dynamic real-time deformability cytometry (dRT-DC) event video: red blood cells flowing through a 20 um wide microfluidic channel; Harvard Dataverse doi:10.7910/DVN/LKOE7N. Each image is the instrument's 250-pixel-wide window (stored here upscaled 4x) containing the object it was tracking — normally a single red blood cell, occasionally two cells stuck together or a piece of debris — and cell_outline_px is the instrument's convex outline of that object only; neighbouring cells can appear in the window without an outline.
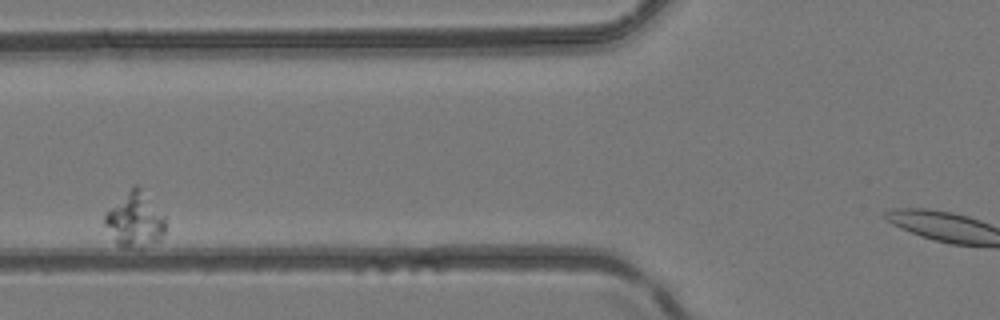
{"species": "common noctule bat (a hibernating species)", "species_latin": "Nyctalus noctula", "temperature_condition": "room temperature", "stored_images_in_passage": 5, "camera_frame_rate_fps": 3000, "um_per_image_px": 0.085, "animal": {"sex": "female", "body_mass_g": 24.6, "forearm_length_mm": 56.2}, "frame": {"image": 1, "passage_image": 2, "time_ms": 0.333, "image_size_px": [1000, 320], "cell_outline_px": [[164, 236], [160, 240], [140, 248], [120, 248], [116, 244], [104, 224], [104, 212], [132, 184], [136, 184], [140, 188], [164, 216]], "centroid_in_image_um": [11.41, 18.69], "position_along_channel_um": 114.4, "area_um2": 19.59}}
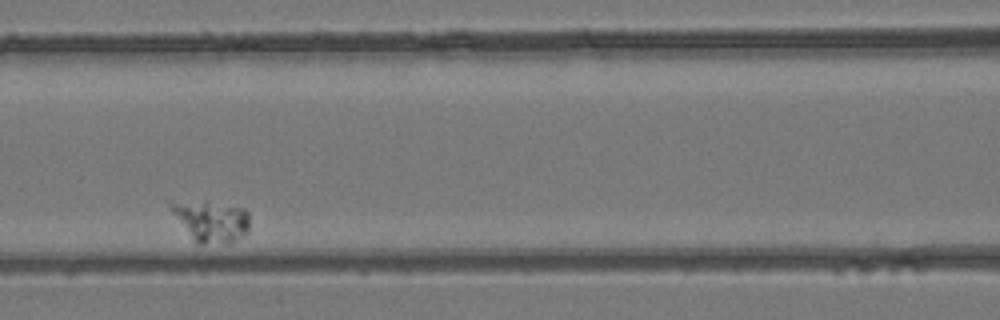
{"frame": {"image": 2, "passage_image": 3, "time_ms": 0.667, "image_size_px": [1000, 320], "cell_outline_px": [[248, 228], [232, 244], [196, 244], [172, 212], [168, 204], [204, 200], [244, 208], [248, 212]], "centroid_in_image_um": [17.96, 18.81], "position_along_channel_um": 148.6, "area_um2": 18.73}}